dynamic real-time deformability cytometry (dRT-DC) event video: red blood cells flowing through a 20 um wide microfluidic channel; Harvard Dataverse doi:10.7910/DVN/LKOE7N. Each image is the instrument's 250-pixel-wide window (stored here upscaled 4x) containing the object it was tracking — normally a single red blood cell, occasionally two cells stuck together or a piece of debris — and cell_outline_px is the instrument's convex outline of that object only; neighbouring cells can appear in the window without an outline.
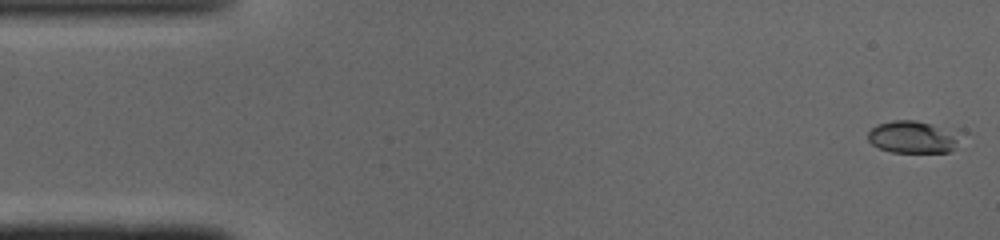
{"species": "common noctule bat (a hibernating species)", "species_latin": "Nyctalus noctula", "temperature_condition": "cold", "stored_images_in_passage": 48, "camera_frame_rate_fps": 3000, "um_per_image_px": 0.085, "animal": {"sex": "male", "body_mass_g": 19.0, "forearm_length_mm": 50.8}, "frame": {"image": 1, "passage_image": 1, "time_ms": 0.0, "image_size_px": [1000, 240], "cell_outline_px": [[968, 132], [948, 152], [892, 152], [880, 148], [872, 144], [868, 140], [868, 132], [876, 124], [892, 120], [916, 120], [964, 128]], "centroid_in_image_um": [77.78, 11.59], "position_along_channel_um": 7.2, "area_um2": 18.5}}
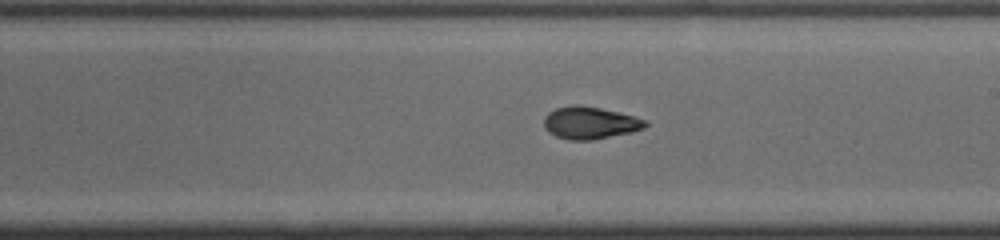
{"frame": {"image": 2, "passage_image": 27, "time_ms": 8.667, "image_size_px": [1000, 240], "cell_outline_px": [[648, 124], [644, 128], [632, 132], [592, 140], [568, 140], [556, 136], [548, 132], [544, 128], [544, 120], [548, 112], [556, 108], [600, 108], [648, 120]], "centroid_in_image_um": [50.17, 10.5], "position_along_channel_um": 238.8, "area_um2": 18.38}}
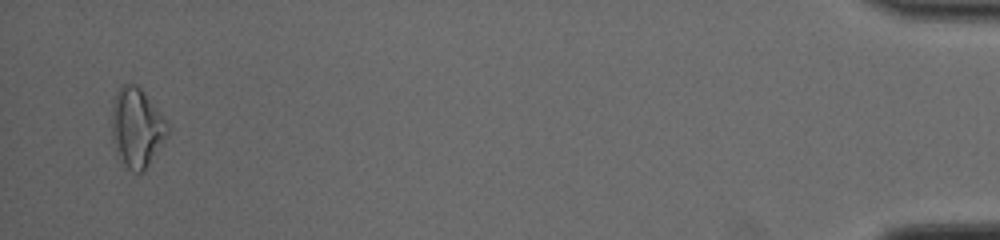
{"frame": {"image": 3, "passage_image": 47, "time_ms": 15.333, "image_size_px": [1000, 240], "cell_outline_px": [[168, 136], [144, 172], [132, 172], [116, 156], [112, 136], [112, 112], [116, 92], [120, 84], [136, 84], [140, 88], [168, 120]], "centroid_in_image_um": [11.64, 10.87], "position_along_channel_um": 423.6, "area_um2": 26.07}, "authors_computed_cell_mechanics": {"area_um2": 18.496, "velocity_mm_per_s": 4.1091, "shape_relaxation_time_tau1_ms": 9.7781, "shape_relaxation_time_tau2_ms": 1.685, "deformation_change_tau1": 0.2489, "deformation_change_tau2": 0.0636}}